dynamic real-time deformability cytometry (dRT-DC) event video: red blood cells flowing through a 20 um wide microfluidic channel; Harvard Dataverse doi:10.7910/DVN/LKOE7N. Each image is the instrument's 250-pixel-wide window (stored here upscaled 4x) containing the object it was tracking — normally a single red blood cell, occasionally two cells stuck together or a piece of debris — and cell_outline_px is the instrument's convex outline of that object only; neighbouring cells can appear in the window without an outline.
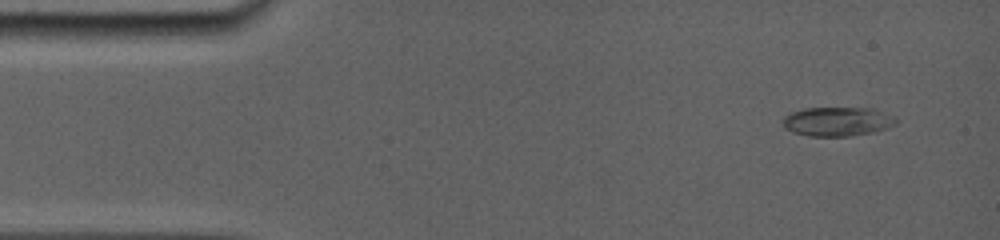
{"species": "common noctule bat (a hibernating species)", "species_latin": "Nyctalus noctula", "temperature_condition": "room temperature", "stored_images_in_passage": 78, "camera_frame_rate_fps": 5000, "um_per_image_px": 0.085, "animal": {"sex": "female", "body_mass_g": 19.0, "forearm_length_mm": 56.7}, "frame": {"image": 1, "passage_image": 6, "time_ms": 1.0, "image_size_px": [1000, 240], "cell_outline_px": [[896, 124], [888, 128], [872, 132], [848, 136], [808, 136], [792, 132], [784, 128], [784, 116], [792, 112], [804, 108], [872, 108], [892, 116], [896, 120]], "centroid_in_image_um": [71.16, 10.33], "position_along_channel_um": 13.8, "area_um2": 19.07}}
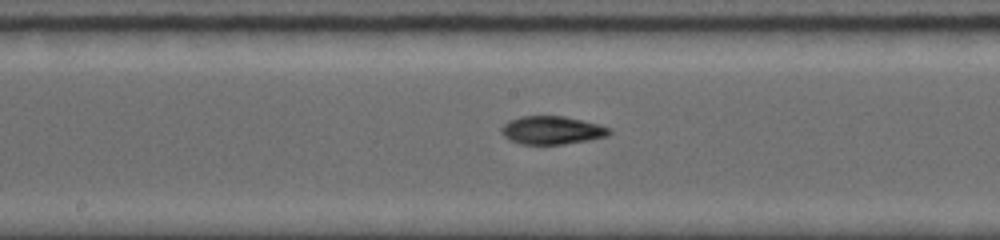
{"frame": {"image": 2, "passage_image": 36, "time_ms": 8.2, "image_size_px": [1000, 240], "cell_outline_px": [[612, 132], [608, 136], [592, 140], [564, 144], [520, 144], [508, 140], [500, 132], [500, 128], [508, 120], [520, 116], [564, 116], [600, 124], [612, 128]], "centroid_in_image_um": [46.93, 11.07], "position_along_channel_um": 201.3, "area_um2": 18.09}}
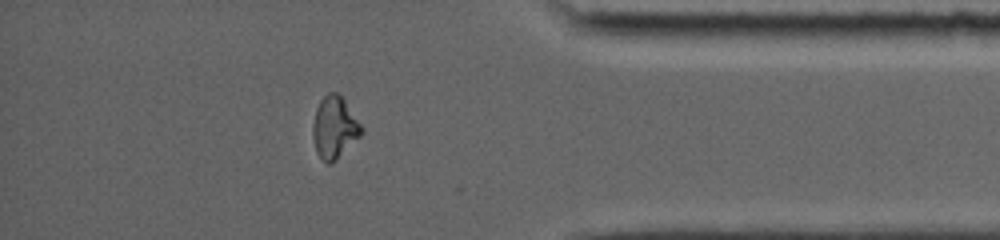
{"frame": {"image": 3, "passage_image": 67, "time_ms": 13.8, "image_size_px": [1000, 240], "cell_outline_px": [[364, 132], [332, 164], [328, 164], [316, 152], [312, 136], [312, 124], [316, 108], [320, 100], [328, 92], [336, 92], [344, 100], [364, 128]], "centroid_in_image_um": [28.42, 10.84], "position_along_channel_um": 406.8, "area_um2": 17.57}, "authors_computed_cell_mechanics": {"area_um2": 17.6579, "velocity_mm_per_s": 3.9092, "shape_relaxation_time_tau1_ms": null, "shape_relaxation_time_tau2_ms": 1.5987, "deformation_change_tau1": null, "deformation_change_tau2": 0.0579}}